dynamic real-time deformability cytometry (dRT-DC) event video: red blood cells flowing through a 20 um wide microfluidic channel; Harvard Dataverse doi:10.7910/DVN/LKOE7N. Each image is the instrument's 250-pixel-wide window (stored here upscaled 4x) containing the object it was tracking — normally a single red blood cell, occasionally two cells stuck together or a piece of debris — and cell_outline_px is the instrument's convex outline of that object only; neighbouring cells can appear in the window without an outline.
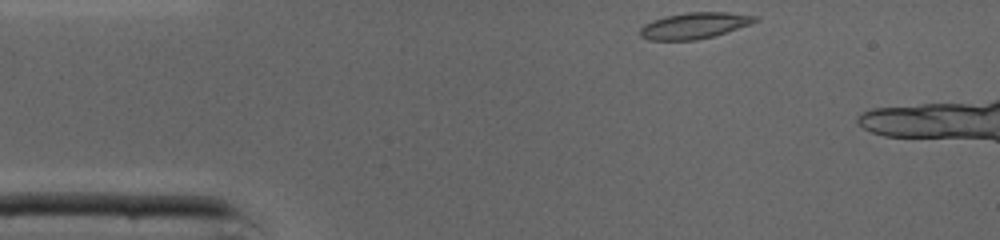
{"species": "common noctule bat (a hibernating species)", "species_latin": "Nyctalus noctula", "temperature_condition": "cold", "stored_images_in_passage": 6, "camera_frame_rate_fps": 3000, "um_per_image_px": 0.085, "animal": {"sex": "male", "body_mass_g": 19.0, "forearm_length_mm": 50.8}, "frame": {"image": 1, "passage_image": 1, "time_ms": 0.0, "image_size_px": [1000, 240], "cell_outline_px": [[760, 20], [712, 36], [696, 40], [648, 40], [640, 36], [640, 28], [644, 24], [652, 20], [664, 16], [688, 12], [728, 12], [760, 16]], "centroid_in_image_um": [58.99, 2.16], "position_along_channel_um": 26.0, "area_um2": 17.46}}